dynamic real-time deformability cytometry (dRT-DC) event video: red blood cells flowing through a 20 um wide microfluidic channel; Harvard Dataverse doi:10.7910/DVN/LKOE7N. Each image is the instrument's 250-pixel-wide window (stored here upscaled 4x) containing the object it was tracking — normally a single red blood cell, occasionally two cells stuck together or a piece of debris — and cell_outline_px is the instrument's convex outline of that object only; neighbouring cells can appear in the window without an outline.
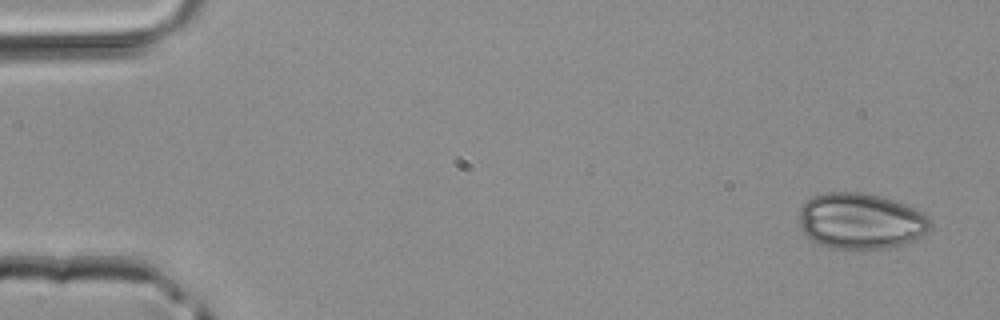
{"species": "common noctule bat (a hibernating species)", "species_latin": "Nyctalus noctula", "temperature_condition": "room temperature", "stored_images_in_passage": 4, "camera_frame_rate_fps": 3000, "um_per_image_px": 0.085, "animal": {"sex": "male", "body_mass_g": 20.4}, "frame": {"image": 1, "passage_image": 1, "time_ms": 0.0, "image_size_px": [1000, 320], "cell_outline_px": [[932, 228], [928, 232], [904, 244], [888, 248], [860, 252], [832, 248], [820, 244], [812, 240], [800, 228], [800, 208], [812, 196], [828, 192], [864, 192], [880, 196], [908, 204], [924, 212], [932, 220]], "centroid_in_image_um": [73.21, 18.82], "position_along_channel_um": 11.8, "area_um2": 43.81}}